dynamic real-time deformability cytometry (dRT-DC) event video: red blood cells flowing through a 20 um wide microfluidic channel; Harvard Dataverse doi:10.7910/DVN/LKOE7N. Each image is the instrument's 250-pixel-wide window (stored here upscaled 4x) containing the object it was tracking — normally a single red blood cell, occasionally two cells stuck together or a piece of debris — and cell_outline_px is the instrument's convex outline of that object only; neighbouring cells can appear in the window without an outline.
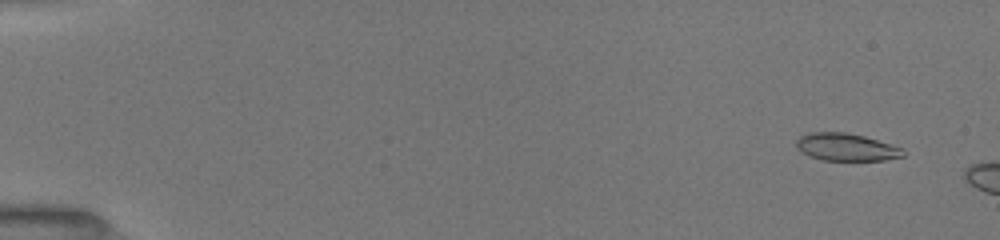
{"species": "common noctule bat (a hibernating species)", "species_latin": "Nyctalus noctula", "temperature_condition": "room temperature", "stored_images_in_passage": 14, "camera_frame_rate_fps": 3000, "um_per_image_px": 0.085, "animal": {"sex": "female", "body_mass_g": 19.5, "forearm_length_mm": 54.1}, "frame": {"image": 1, "passage_image": 5, "time_ms": 1.0, "image_size_px": [1000, 240], "cell_outline_px": [[904, 156], [884, 160], [824, 160], [808, 156], [796, 148], [796, 140], [800, 136], [808, 132], [844, 132], [864, 136], [904, 148]], "centroid_in_image_um": [71.91, 12.5], "position_along_channel_um": 13.1, "area_um2": 17.17}}